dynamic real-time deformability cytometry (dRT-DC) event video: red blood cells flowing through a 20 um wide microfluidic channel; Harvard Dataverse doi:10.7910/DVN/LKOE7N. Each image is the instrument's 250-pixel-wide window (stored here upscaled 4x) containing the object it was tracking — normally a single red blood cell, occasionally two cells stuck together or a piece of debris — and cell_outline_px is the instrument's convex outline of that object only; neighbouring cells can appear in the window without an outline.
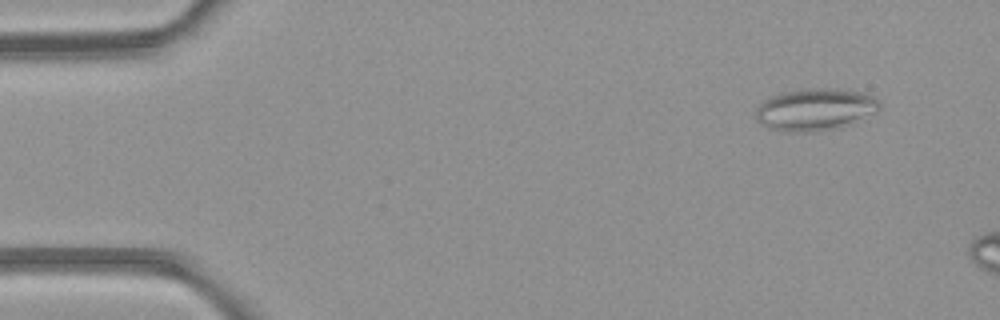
{"species": "common noctule bat (a hibernating species)", "species_latin": "Nyctalus noctula", "temperature_condition": "room temperature", "stored_images_in_passage": 5, "camera_frame_rate_fps": 3000, "um_per_image_px": 0.085, "animal": {"sex": "female", "body_mass_g": 21.9}, "frame": {"image": 1, "passage_image": 2, "time_ms": 1.333, "image_size_px": [1000, 320], "cell_outline_px": [[880, 108], [852, 124], [836, 128], [812, 132], [784, 132], [768, 128], [760, 124], [756, 120], [756, 108], [764, 100], [772, 96], [784, 92], [816, 88], [836, 88], [864, 92], [872, 96], [880, 104]], "centroid_in_image_um": [69.26, 9.32], "position_along_channel_um": 15.7, "area_um2": 30.35}}